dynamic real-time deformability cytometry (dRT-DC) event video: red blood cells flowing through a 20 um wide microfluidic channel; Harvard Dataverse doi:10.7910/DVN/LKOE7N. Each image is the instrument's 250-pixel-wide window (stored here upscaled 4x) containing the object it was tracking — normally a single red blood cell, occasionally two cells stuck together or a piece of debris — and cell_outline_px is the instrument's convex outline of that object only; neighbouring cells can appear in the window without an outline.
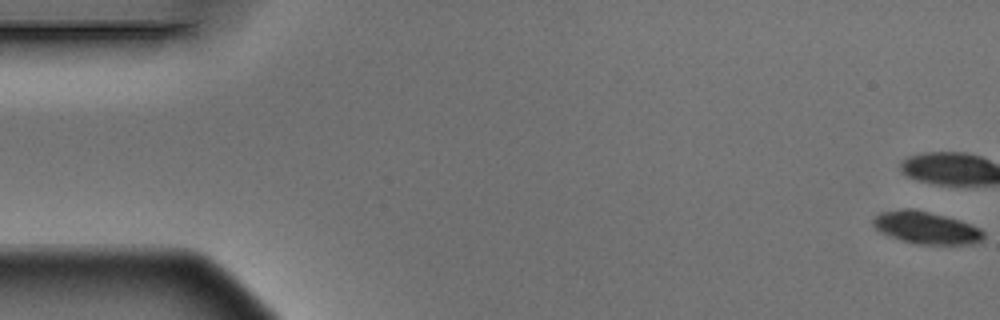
{"species": "Egyptian fruit bat (a non-hibernating species)", "species_latin": "Rousettus aegyptiacus", "temperature_condition": "warm", "stored_images_in_passage": 6, "camera_frame_rate_fps": 3000, "um_per_image_px": 0.085, "animal": {"sex": "male"}, "frame": {"image": 1, "passage_image": 1, "time_ms": 0.0, "image_size_px": [1000, 320], "cell_outline_px": [[984, 240], [972, 244], [916, 244], [900, 240], [888, 236], [880, 232], [872, 224], [872, 220], [880, 212], [904, 208], [908, 208], [928, 212], [960, 220], [980, 228], [984, 232]], "centroid_in_image_um": [78.72, 19.37], "position_along_channel_um": 6.3, "area_um2": 20.81}}